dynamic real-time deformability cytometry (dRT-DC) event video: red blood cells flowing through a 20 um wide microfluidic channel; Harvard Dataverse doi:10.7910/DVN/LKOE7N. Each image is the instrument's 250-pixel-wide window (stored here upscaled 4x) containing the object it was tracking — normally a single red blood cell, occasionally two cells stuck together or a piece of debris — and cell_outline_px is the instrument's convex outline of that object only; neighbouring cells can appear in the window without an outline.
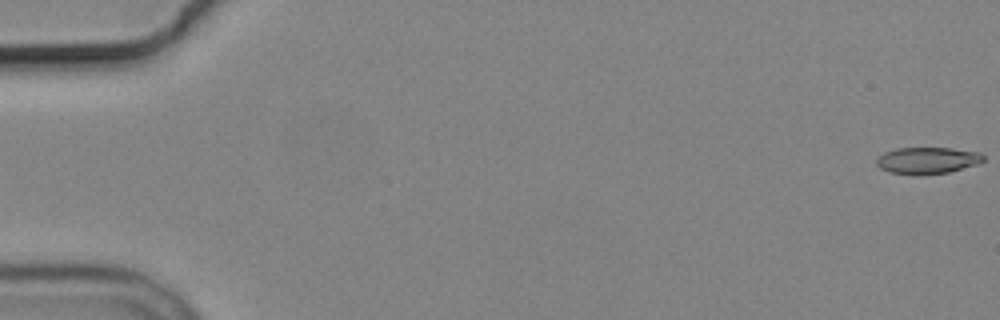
{"species": "common noctule bat (a hibernating species)", "species_latin": "Nyctalus noctula", "temperature_condition": "cold", "stored_images_in_passage": 10, "camera_frame_rate_fps": 3000, "um_per_image_px": 0.085, "animal": {"sex": "male", "body_mass_g": 19.2, "forearm_length_mm": 51.8}, "frame": {"image": 1, "passage_image": 1, "time_ms": 0.0, "image_size_px": [1000, 320], "cell_outline_px": [[984, 160], [976, 164], [948, 172], [920, 176], [888, 172], [880, 168], [876, 164], [876, 160], [884, 152], [896, 148], [952, 148], [980, 152], [984, 156]], "centroid_in_image_um": [78.8, 13.64], "position_along_channel_um": 6.2, "area_um2": 16.7}}
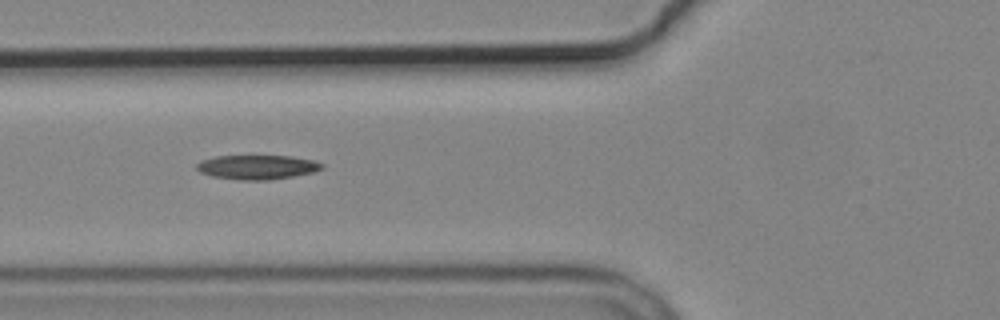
{"frame": {"image": 2, "passage_image": 6, "time_ms": 7.0, "image_size_px": [1000, 320], "cell_outline_px": [[324, 168], [312, 172], [292, 176], [268, 180], [236, 180], [212, 176], [200, 172], [196, 168], [196, 164], [200, 160], [216, 156], [292, 156], [312, 160], [324, 164]], "centroid_in_image_um": [21.83, 14.2], "position_along_channel_um": 104.0, "area_um2": 17.74}}
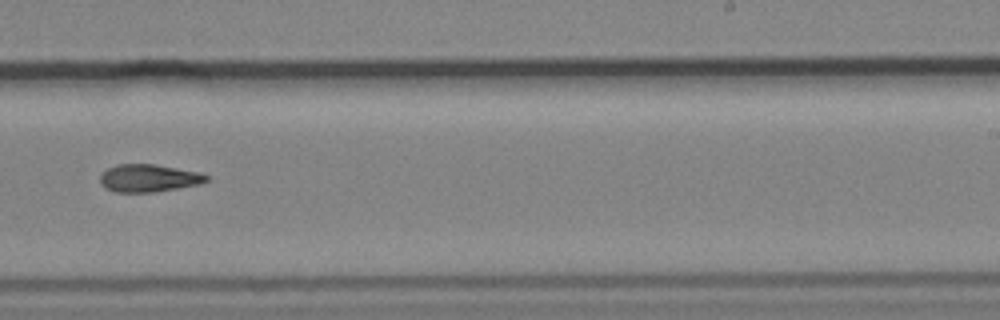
{"frame": {"image": 3, "passage_image": 10, "time_ms": 11.667, "image_size_px": [1000, 320], "cell_outline_px": [[208, 180], [200, 184], [156, 192], [116, 192], [104, 188], [100, 184], [100, 176], [108, 168], [116, 164], [156, 164], [200, 172], [208, 176]], "centroid_in_image_um": [12.63, 15.14], "position_along_channel_um": 276.4, "area_um2": 17.22}}